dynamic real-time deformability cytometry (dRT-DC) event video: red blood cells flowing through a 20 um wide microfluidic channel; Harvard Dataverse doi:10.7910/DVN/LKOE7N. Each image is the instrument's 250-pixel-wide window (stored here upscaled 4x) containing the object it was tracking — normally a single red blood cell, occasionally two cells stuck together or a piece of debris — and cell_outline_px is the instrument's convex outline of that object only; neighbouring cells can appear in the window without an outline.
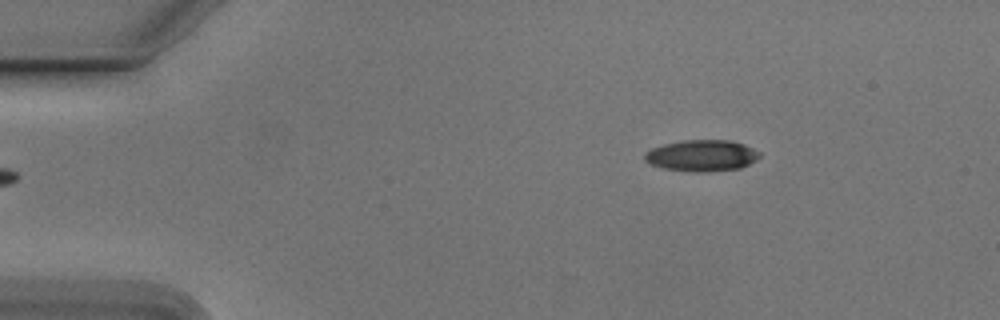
{"species": "Egyptian fruit bat (a non-hibernating species)", "species_latin": "Rousettus aegyptiacus", "temperature_condition": "cold", "stored_images_in_passage": 47, "camera_frame_rate_fps": 3000, "um_per_image_px": 0.085, "animal": {"sex": "male"}, "frame": {"image": 1, "passage_image": 1, "time_ms": 0.0, "image_size_px": [1000, 320], "cell_outline_px": [[760, 156], [756, 160], [740, 168], [708, 172], [696, 172], [664, 168], [648, 164], [644, 160], [644, 152], [652, 148], [664, 144], [684, 140], [732, 140], [744, 144], [760, 152]], "centroid_in_image_um": [59.64, 13.22], "position_along_channel_um": 25.4, "area_um2": 21.1}}
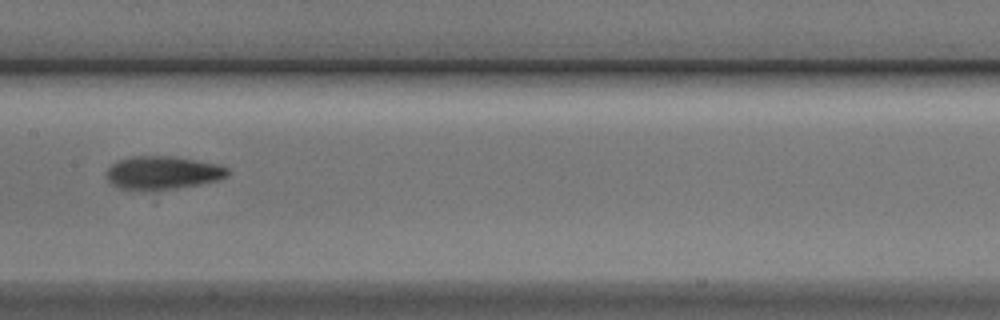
{"frame": {"image": 2, "passage_image": 20, "time_ms": 6.333, "image_size_px": [1000, 320], "cell_outline_px": [[228, 176], [220, 180], [200, 184], [144, 192], [120, 188], [112, 184], [108, 180], [108, 168], [112, 164], [120, 160], [132, 156], [176, 156], [220, 164], [228, 168]], "centroid_in_image_um": [13.86, 14.69], "position_along_channel_um": 193.5, "area_um2": 23.7}}
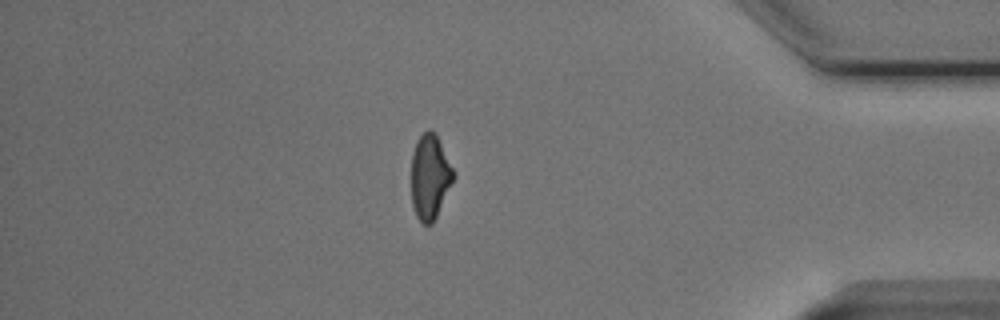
{"frame": {"image": 3, "passage_image": 39, "time_ms": 12.667, "image_size_px": [1000, 320], "cell_outline_px": [[456, 176], [432, 224], [424, 224], [416, 216], [412, 204], [412, 152], [416, 140], [428, 128], [436, 132]], "centroid_in_image_um": [36.55, 14.99], "position_along_channel_um": 398.7, "area_um2": 20.81}, "authors_computed_cell_mechanics": {"area_um2": 21.964, "velocity_mm_per_s": 3.7945, "shape_relaxation_time_tau1_ms": 3.41, "shape_relaxation_time_tau2_ms": 3.4281, "deformation_change_tau1": 0.1404, "deformation_change_tau2": 0.114}}